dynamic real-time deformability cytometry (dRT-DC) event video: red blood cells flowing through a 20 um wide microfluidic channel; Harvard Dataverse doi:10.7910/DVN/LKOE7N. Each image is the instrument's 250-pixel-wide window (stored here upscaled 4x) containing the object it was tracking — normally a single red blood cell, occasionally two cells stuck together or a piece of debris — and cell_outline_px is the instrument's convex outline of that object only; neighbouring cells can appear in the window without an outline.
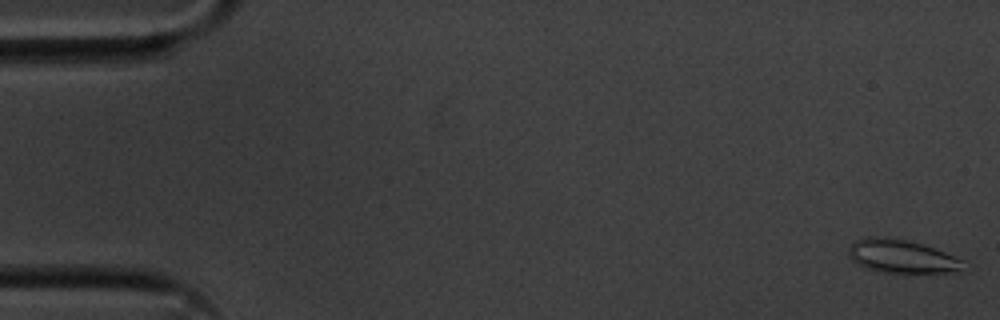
{"species": "common noctule bat (a hibernating species)", "species_latin": "Nyctalus noctula", "temperature_condition": "cold", "stored_images_in_passage": 55, "camera_frame_rate_fps": 3000, "um_per_image_px": 0.085, "animal": {"sex": "male", "body_mass_g": 20.1, "forearm_length_mm": 53.5}, "frame": {"image": 1, "passage_image": 1, "time_ms": 0.0, "image_size_px": [1000, 320], "cell_outline_px": [[964, 260], [960, 268], [948, 272], [880, 272], [864, 268], [852, 260], [848, 256], [848, 248], [856, 240], [864, 236], [884, 236], [908, 240], [944, 252]], "centroid_in_image_um": [76.52, 21.76], "position_along_channel_um": 8.5, "area_um2": 22.02}}
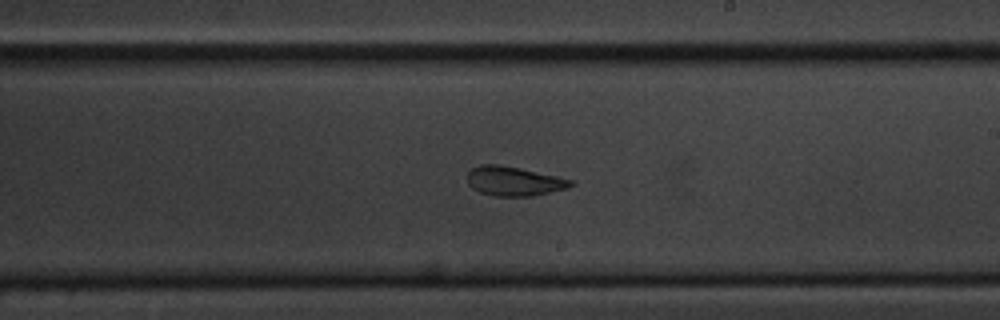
{"frame": {"image": 2, "passage_image": 32, "time_ms": 10.333, "image_size_px": [1000, 320], "cell_outline_px": [[576, 184], [568, 188], [532, 196], [496, 196], [480, 192], [472, 188], [468, 184], [468, 172], [472, 168], [480, 164], [496, 164], [520, 168], [556, 176], [572, 180]], "centroid_in_image_um": [43.69, 15.4], "position_along_channel_um": 245.3, "area_um2": 17.63}}
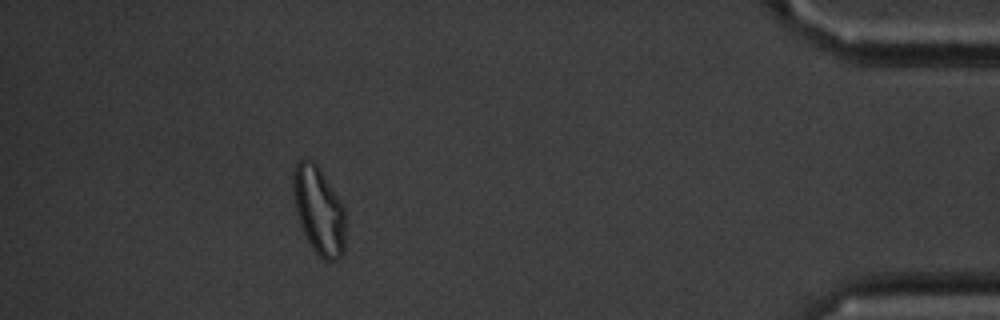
{"frame": {"image": 3, "passage_image": 50, "time_ms": 16.333, "image_size_px": [1000, 320], "cell_outline_px": [[344, 252], [336, 260], [324, 260], [312, 248], [300, 224], [296, 212], [292, 188], [292, 172], [296, 164], [300, 160], [312, 160], [320, 168], [340, 200], [344, 208]], "centroid_in_image_um": [27.08, 17.86], "position_along_channel_um": 408.1, "area_um2": 26.53}, "authors_computed_cell_mechanics": {"area_um2": 19.7676, "velocity_mm_per_s": 3.5981, "shape_relaxation_time_tau1_ms": 4.7982, "shape_relaxation_time_tau2_ms": 2.674, "deformation_change_tau1": 0.1467, "deformation_change_tau2": 0.0853}}